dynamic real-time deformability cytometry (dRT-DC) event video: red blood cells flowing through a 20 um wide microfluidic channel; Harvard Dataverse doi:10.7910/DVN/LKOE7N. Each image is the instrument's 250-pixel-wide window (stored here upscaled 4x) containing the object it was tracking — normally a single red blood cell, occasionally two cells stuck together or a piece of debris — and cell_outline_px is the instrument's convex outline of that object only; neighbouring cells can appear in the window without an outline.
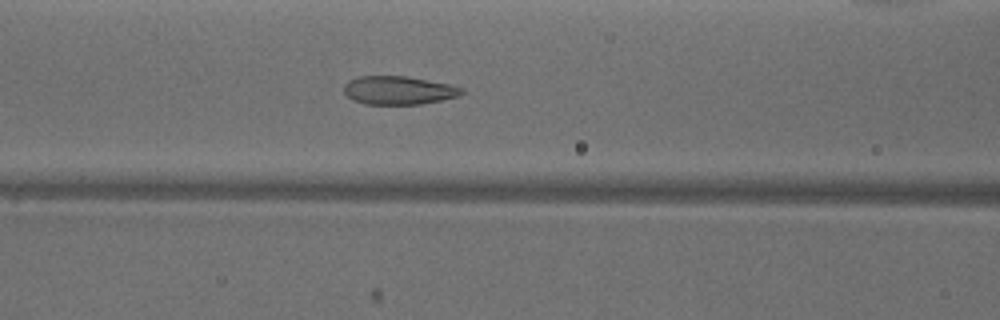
{"species": "common noctule bat (a hibernating species)", "species_latin": "Nyctalus noctula", "temperature_condition": "warm", "stored_images_in_passage": 50, "camera_frame_rate_fps": 3000, "um_per_image_px": 0.085, "animal": {"sex": "male", "body_mass_g": 18.8}, "frame": {"image": 1, "passage_image": 20, "time_ms": 6.333, "image_size_px": [1000, 320], "cell_outline_px": [[464, 92], [460, 96], [444, 100], [420, 104], [364, 104], [352, 100], [344, 92], [344, 84], [348, 80], [356, 76], [404, 76], [448, 84], [464, 88]], "centroid_in_image_um": [33.87, 7.68], "position_along_channel_um": 132.7, "area_um2": 19.59}}
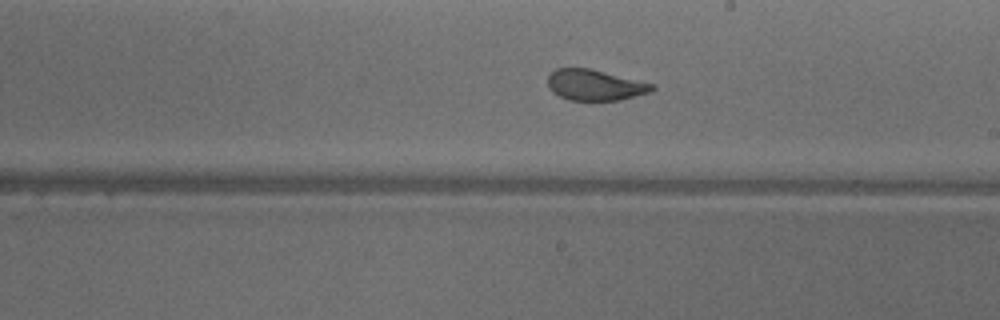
{"frame": {"image": 2, "passage_image": 28, "time_ms": 9.0, "image_size_px": [1000, 320], "cell_outline_px": [[656, 88], [652, 92], [620, 100], [568, 100], [552, 92], [548, 88], [548, 76], [556, 68], [588, 68], [656, 84]], "centroid_in_image_um": [50.6, 7.23], "position_along_channel_um": 238.4, "area_um2": 18.84}}
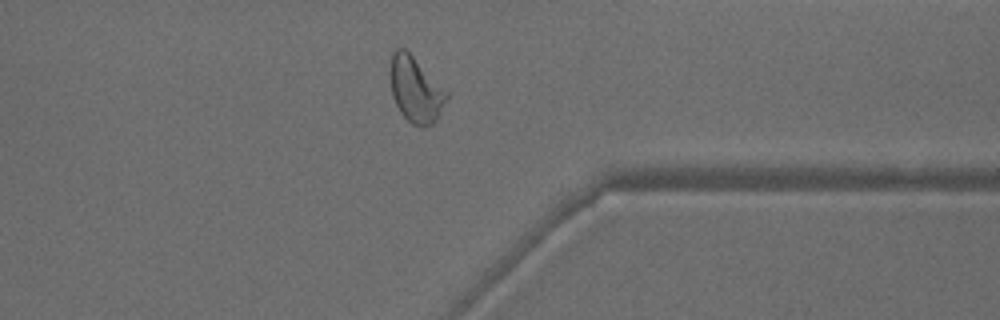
{"frame": {"image": 3, "passage_image": 39, "time_ms": 12.667, "image_size_px": [1000, 320], "cell_outline_px": [[448, 96], [436, 120], [432, 124], [424, 128], [412, 124], [400, 112], [392, 96], [392, 52], [396, 48], [404, 48], [448, 92]], "centroid_in_image_um": [35.34, 7.66], "position_along_channel_um": 376.1, "area_um2": 20.87}, "authors_computed_cell_mechanics": {"area_um2": 21.964, "velocity_mm_per_s": 3.9732, "shape_relaxation_time_tau1_ms": 5.7159, "shape_relaxation_time_tau2_ms": 0.8613, "deformation_change_tau1": 0.1799, "deformation_change_tau2": 0.0679}}